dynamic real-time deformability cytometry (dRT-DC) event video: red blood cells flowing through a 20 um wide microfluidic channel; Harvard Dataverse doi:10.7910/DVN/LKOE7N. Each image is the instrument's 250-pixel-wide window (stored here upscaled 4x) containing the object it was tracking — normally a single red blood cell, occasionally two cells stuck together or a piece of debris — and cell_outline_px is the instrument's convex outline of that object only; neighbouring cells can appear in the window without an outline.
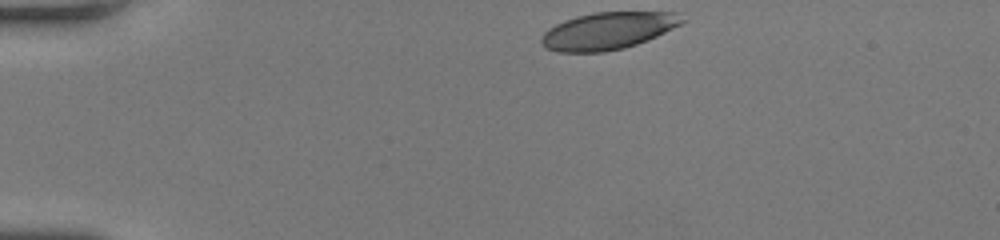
{"species": "human", "species_latin": "Homo sapiens", "temperature_condition": "room temperature", "stored_images_in_passage": 34, "camera_frame_rate_fps": 3000, "um_per_image_px": 0.085, "donor": {"sex": "female"}, "frame": {"image": 1, "passage_image": 1, "time_ms": 0.0, "image_size_px": [1000, 240], "cell_outline_px": [[688, 20], [648, 40], [624, 48], [604, 52], [556, 52], [544, 48], [540, 40], [544, 32], [548, 28], [564, 20], [576, 16], [596, 12], [680, 12]], "centroid_in_image_um": [51.68, 2.61], "position_along_channel_um": 33.3, "area_um2": 30.69}}
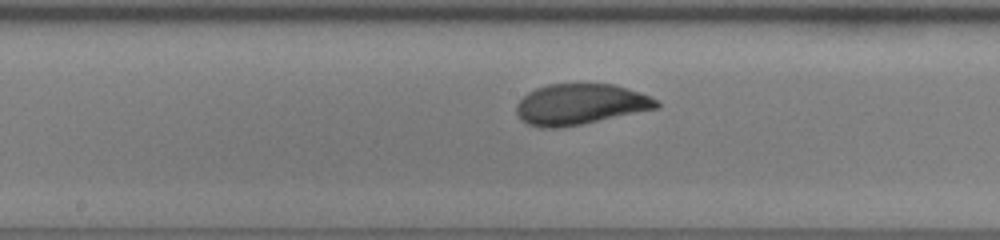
{"frame": {"image": 2, "passage_image": 18, "time_ms": 5.667, "image_size_px": [1000, 240], "cell_outline_px": [[660, 108], [560, 128], [540, 128], [528, 124], [516, 112], [516, 104], [528, 92], [536, 88], [548, 84], [616, 84], [648, 96], [656, 100], [660, 104]], "centroid_in_image_um": [49.31, 8.86], "position_along_channel_um": 198.9, "area_um2": 33.06}}
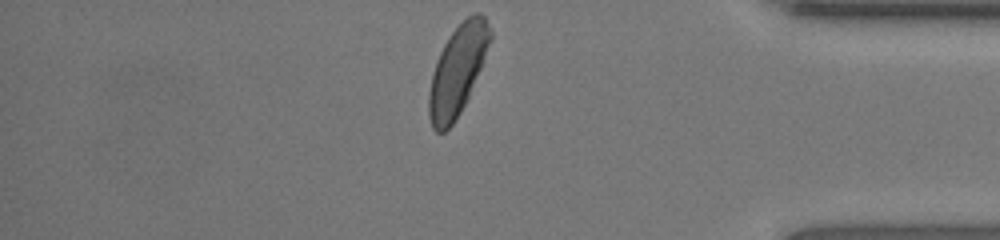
{"frame": {"image": 3, "passage_image": 34, "time_ms": 11.0, "image_size_px": [1000, 240], "cell_outline_px": [[492, 36], [480, 68], [468, 96], [460, 112], [452, 124], [444, 132], [436, 132], [432, 128], [428, 116], [428, 92], [432, 72], [436, 60], [448, 36], [468, 16], [476, 12], [480, 12], [484, 16], [492, 32]], "centroid_in_image_um": [38.85, 5.98], "position_along_channel_um": 396.3, "area_um2": 31.62}, "authors_computed_cell_mechanics": {"area_um2": 33.235, "velocity_mm_per_s": 4.1481, "shape_relaxation_time_tau1_ms": 3.266, "shape_relaxation_time_tau2_ms": null, "deformation_change_tau1": 0.1528, "deformation_change_tau2": null}}